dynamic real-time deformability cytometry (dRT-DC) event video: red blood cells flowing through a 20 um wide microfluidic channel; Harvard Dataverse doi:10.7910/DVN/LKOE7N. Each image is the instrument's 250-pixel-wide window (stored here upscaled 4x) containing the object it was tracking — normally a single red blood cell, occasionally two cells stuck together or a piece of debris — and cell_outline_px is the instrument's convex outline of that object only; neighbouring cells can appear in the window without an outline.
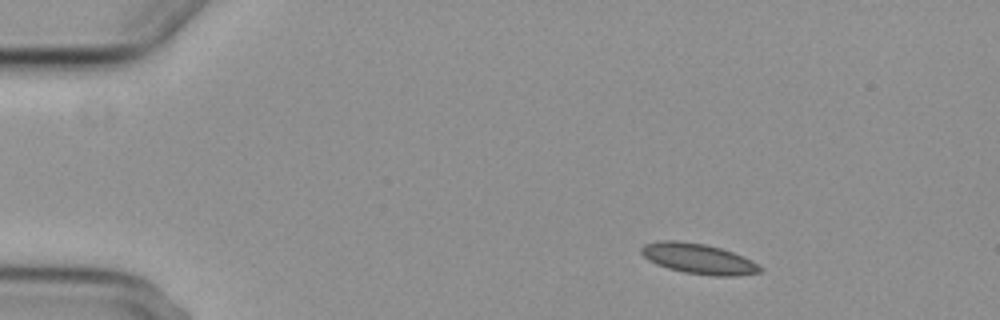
{"species": "common noctule bat (a hibernating species)", "species_latin": "Nyctalus noctula", "temperature_condition": "cold", "stored_images_in_passage": 6, "camera_frame_rate_fps": 3000, "um_per_image_px": 0.085, "animal": {"sex": "female", "body_mass_g": 29.2, "forearm_length_mm": 56.3}, "frame": {"image": 1, "passage_image": 2, "time_ms": 1.333, "image_size_px": [1000, 320], "cell_outline_px": [[764, 268], [760, 272], [736, 276], [712, 276], [684, 272], [668, 268], [656, 264], [648, 260], [640, 252], [640, 248], [644, 244], [660, 240], [676, 240], [704, 244], [720, 248], [732, 252], [752, 260]], "centroid_in_image_um": [59.36, 21.99], "position_along_channel_um": 25.6, "area_um2": 21.04}}
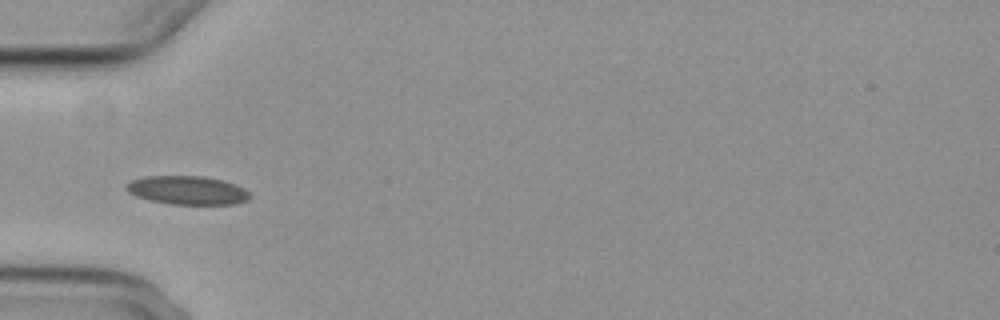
{"frame": {"image": 2, "passage_image": 5, "time_ms": 4.667, "image_size_px": [1000, 320], "cell_outline_px": [[252, 196], [248, 200], [232, 204], [172, 204], [148, 200], [136, 196], [128, 192], [124, 188], [132, 180], [144, 176], [204, 176], [224, 180], [236, 184], [252, 192]], "centroid_in_image_um": [15.97, 16.17], "position_along_channel_um": 69.0, "area_um2": 20.81}}
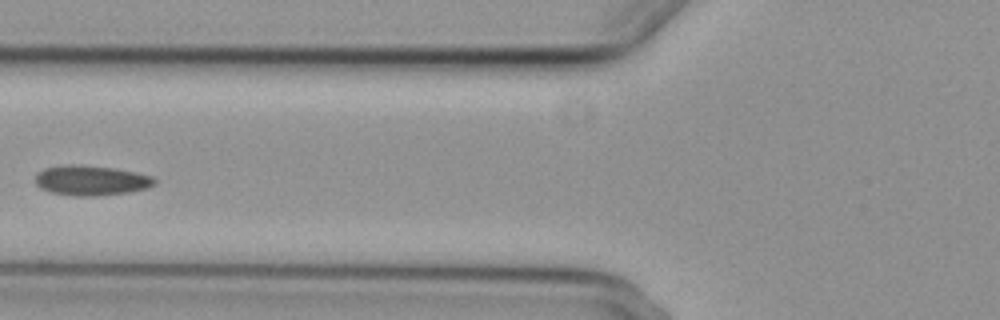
{"frame": {"image": 3, "passage_image": 6, "time_ms": 6.0, "image_size_px": [1000, 320], "cell_outline_px": [[156, 184], [144, 188], [128, 192], [92, 196], [72, 196], [52, 192], [40, 188], [36, 184], [36, 172], [44, 168], [68, 164], [76, 164], [112, 168], [136, 172], [152, 176], [156, 180]], "centroid_in_image_um": [7.71, 15.33], "position_along_channel_um": 118.1, "area_um2": 20.75}}